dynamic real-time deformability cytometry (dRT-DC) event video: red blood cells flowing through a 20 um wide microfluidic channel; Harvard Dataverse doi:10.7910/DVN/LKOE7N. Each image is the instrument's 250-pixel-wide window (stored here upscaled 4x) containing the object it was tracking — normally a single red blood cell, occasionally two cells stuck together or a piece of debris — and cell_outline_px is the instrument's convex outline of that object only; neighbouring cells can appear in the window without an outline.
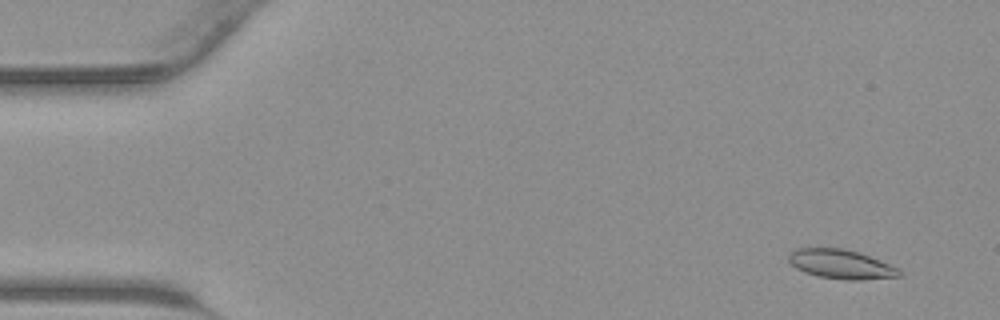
{"species": "common noctule bat (a hibernating species)", "species_latin": "Nyctalus noctula", "temperature_condition": "warm", "stored_images_in_passage": 43, "camera_frame_rate_fps": 3000, "um_per_image_px": 0.085, "animal": {"sex": "male", "body_mass_g": 23.1, "forearm_length_mm": 52.7}, "frame": {"image": 1, "passage_image": 3, "time_ms": 0.667, "image_size_px": [1000, 320], "cell_outline_px": [[900, 276], [860, 280], [844, 280], [820, 276], [804, 272], [796, 268], [788, 260], [788, 256], [796, 248], [844, 248], [868, 256], [900, 268]], "centroid_in_image_um": [71.48, 22.46], "position_along_channel_um": 13.5, "area_um2": 18.61}}
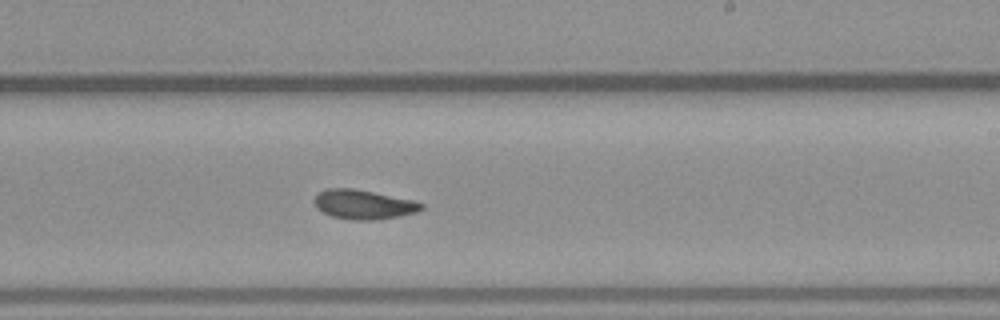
{"frame": {"image": 2, "passage_image": 26, "time_ms": 8.333, "image_size_px": [1000, 320], "cell_outline_px": [[424, 208], [416, 212], [400, 216], [376, 220], [348, 220], [332, 216], [316, 208], [316, 196], [324, 188], [352, 188], [416, 200], [424, 204]], "centroid_in_image_um": [30.94, 17.38], "position_along_channel_um": 258.1, "area_um2": 18.38}}
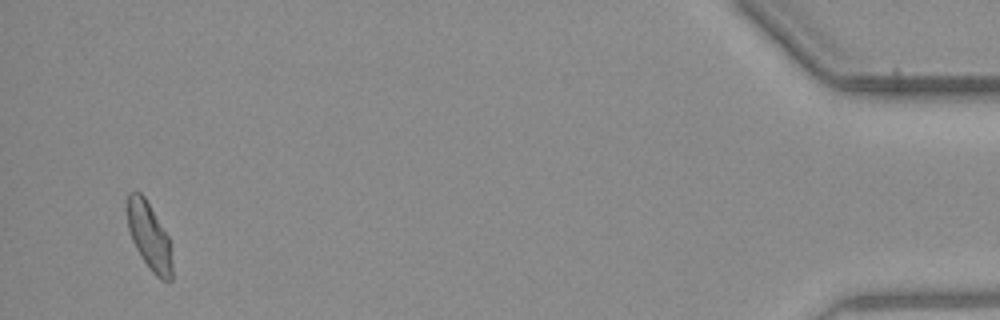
{"frame": {"image": 3, "passage_image": 42, "time_ms": 13.667, "image_size_px": [1000, 320], "cell_outline_px": [[172, 280], [160, 280], [148, 268], [136, 248], [132, 240], [128, 228], [128, 192], [140, 192], [144, 196], [168, 236], [172, 264]], "centroid_in_image_um": [12.69, 20.12], "position_along_channel_um": 422.5, "area_um2": 17.28}}